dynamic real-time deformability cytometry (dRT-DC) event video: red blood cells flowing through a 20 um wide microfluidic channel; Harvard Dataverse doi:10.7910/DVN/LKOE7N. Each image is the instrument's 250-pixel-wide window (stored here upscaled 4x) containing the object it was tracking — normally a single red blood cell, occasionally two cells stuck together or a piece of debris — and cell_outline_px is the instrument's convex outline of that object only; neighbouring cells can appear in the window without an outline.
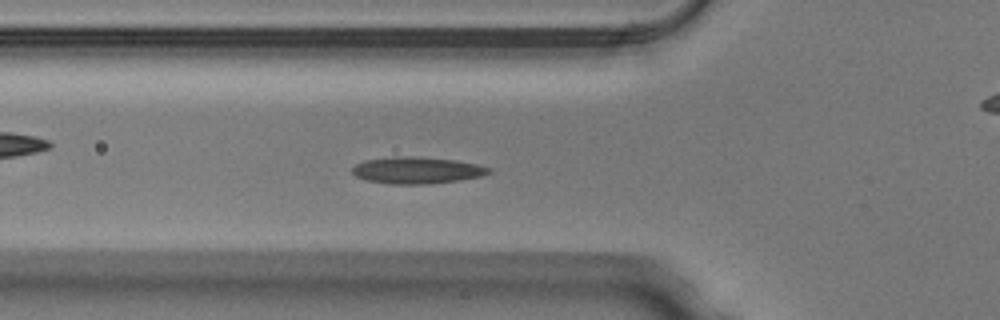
{"species": "Egyptian fruit bat (a non-hibernating species)", "species_latin": "Rousettus aegyptiacus", "temperature_condition": "warm", "stored_images_in_passage": 47, "camera_frame_rate_fps": 3000, "um_per_image_px": 0.085, "animal": {"sex": "male"}, "frame": {"image": 1, "passage_image": 14, "time_ms": 4.333, "image_size_px": [1000, 320], "cell_outline_px": [[492, 172], [480, 176], [460, 180], [428, 184], [388, 184], [364, 180], [356, 176], [352, 172], [352, 168], [356, 164], [364, 160], [396, 156], [416, 156], [456, 160], [476, 164], [492, 168]], "centroid_in_image_um": [35.42, 14.47], "position_along_channel_um": 90.4, "area_um2": 21.44}}
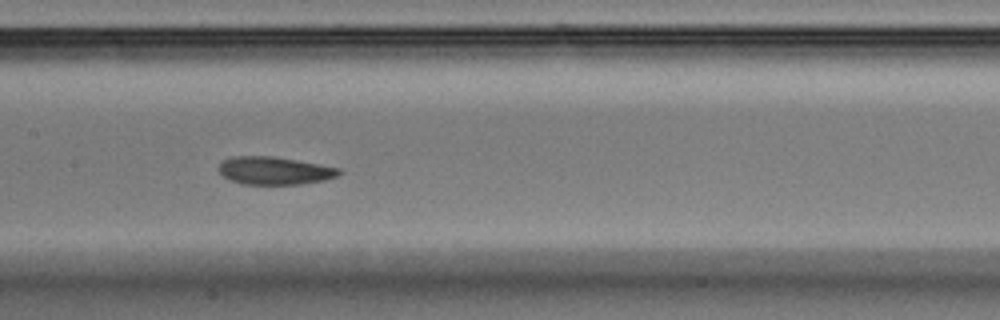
{"frame": {"image": 2, "passage_image": 21, "time_ms": 6.667, "image_size_px": [1000, 320], "cell_outline_px": [[344, 172], [336, 176], [324, 180], [300, 184], [244, 184], [232, 180], [224, 176], [216, 168], [224, 160], [232, 156], [272, 156], [320, 164], [340, 168]], "centroid_in_image_um": [23.35, 14.5], "position_along_channel_um": 184.1, "area_um2": 19.42}}
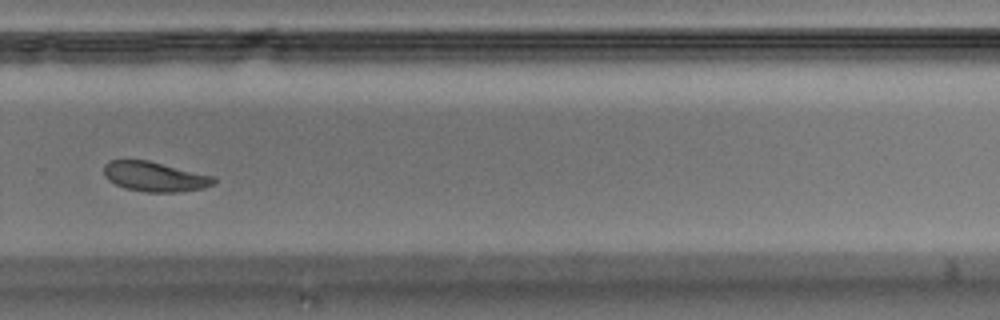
{"frame": {"image": 3, "passage_image": 31, "time_ms": 10.0, "image_size_px": [1000, 320], "cell_outline_px": [[216, 184], [204, 188], [176, 192], [144, 192], [124, 188], [108, 180], [104, 176], [104, 164], [108, 160], [148, 160], [216, 176]], "centroid_in_image_um": [13.18, 15.01], "position_along_channel_um": 316.6, "area_um2": 19.36}}